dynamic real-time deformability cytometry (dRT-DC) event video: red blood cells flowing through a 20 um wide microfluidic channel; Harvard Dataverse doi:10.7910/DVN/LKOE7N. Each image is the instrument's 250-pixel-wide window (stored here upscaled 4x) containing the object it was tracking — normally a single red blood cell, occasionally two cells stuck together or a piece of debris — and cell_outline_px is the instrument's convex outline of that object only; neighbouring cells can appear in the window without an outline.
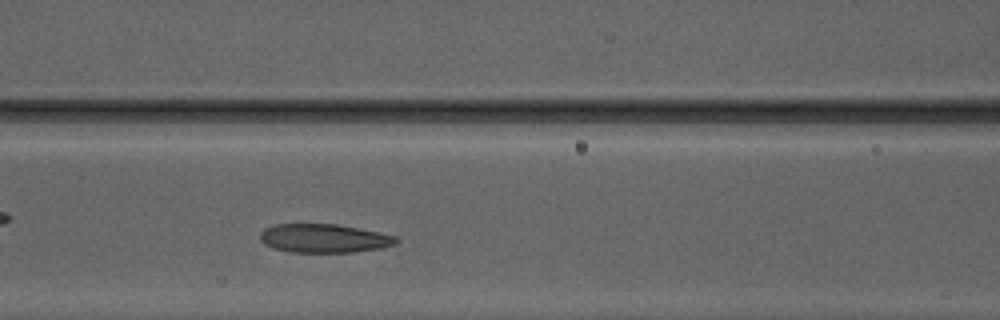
{"species": "Egyptian fruit bat (a non-hibernating species)", "species_latin": "Rousettus aegyptiacus", "temperature_condition": "warm", "stored_images_in_passage": 33, "camera_frame_rate_fps": 3000, "um_per_image_px": 0.085, "animal": {"sex": "male"}, "frame": {"image": 1, "passage_image": 8, "time_ms": 2.333, "image_size_px": [1000, 320], "cell_outline_px": [[400, 240], [396, 244], [384, 248], [356, 252], [288, 252], [272, 248], [264, 244], [260, 240], [260, 232], [264, 228], [276, 224], [336, 224], [396, 236]], "centroid_in_image_um": [27.53, 20.27], "position_along_channel_um": 139.1, "area_um2": 22.89}}
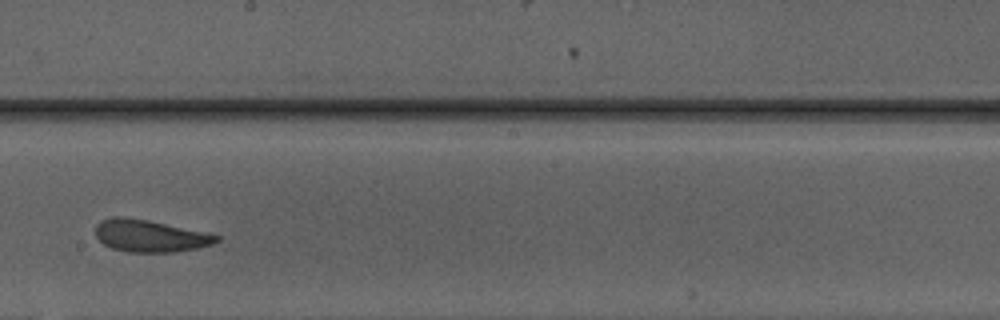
{"frame": {"image": 2, "passage_image": 15, "time_ms": 4.667, "image_size_px": [1000, 320], "cell_outline_px": [[220, 240], [212, 244], [196, 248], [172, 252], [128, 252], [112, 248], [104, 244], [96, 236], [96, 224], [100, 220], [112, 216], [124, 216], [148, 220], [204, 232], [220, 236]], "centroid_in_image_um": [12.71, 20.04], "position_along_channel_um": 235.5, "area_um2": 22.54}}
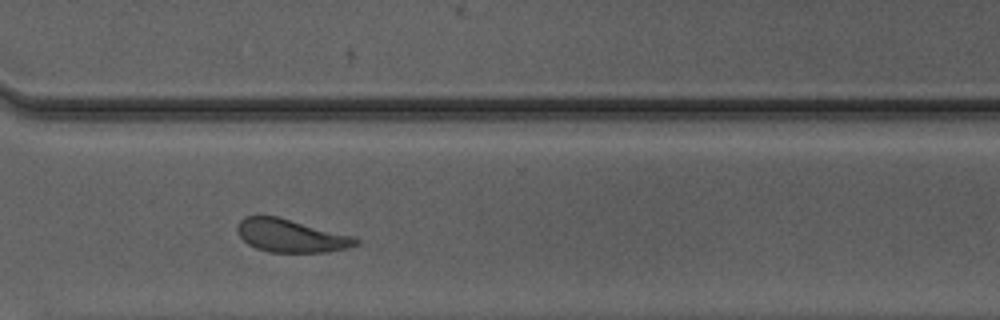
{"frame": {"image": 3, "passage_image": 23, "time_ms": 7.333, "image_size_px": [1000, 320], "cell_outline_px": [[360, 244], [348, 248], [328, 252], [268, 252], [256, 248], [248, 244], [240, 236], [236, 228], [240, 220], [244, 216], [276, 216], [352, 236], [360, 240]], "centroid_in_image_um": [24.72, 20.05], "position_along_channel_um": 345.9, "area_um2": 22.6}, "authors_computed_cell_mechanics": {"area_um2": 22.7732, "velocity_mm_per_s": 4.1445, "shape_relaxation_time_tau1_ms": 3.6996, "shape_relaxation_time_tau2_ms": 1.4708, "deformation_change_tau1": 0.1066, "deformation_change_tau2": 0.0818}}